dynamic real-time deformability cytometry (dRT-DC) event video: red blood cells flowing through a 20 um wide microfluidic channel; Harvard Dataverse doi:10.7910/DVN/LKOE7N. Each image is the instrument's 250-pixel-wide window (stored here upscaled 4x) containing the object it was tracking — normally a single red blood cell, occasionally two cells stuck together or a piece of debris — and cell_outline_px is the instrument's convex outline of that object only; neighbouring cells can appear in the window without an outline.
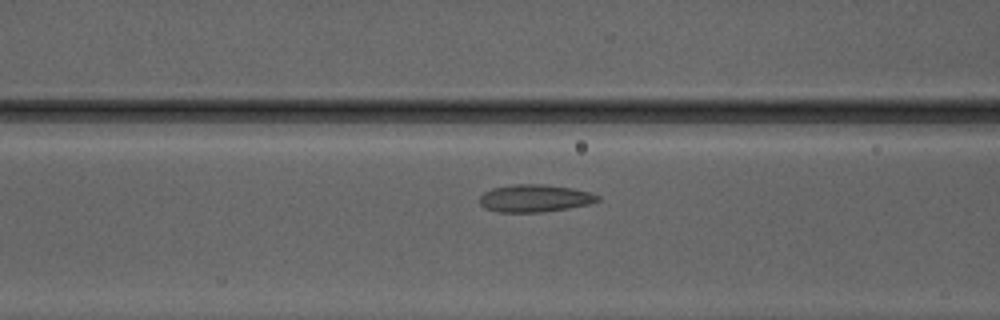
{"species": "Egyptian fruit bat (a non-hibernating species)", "species_latin": "Rousettus aegyptiacus", "temperature_condition": "warm", "stored_images_in_passage": 40, "camera_frame_rate_fps": 3000, "um_per_image_px": 0.085, "animal": {"sex": "male"}, "frame": {"image": 1, "passage_image": 17, "time_ms": 5.333, "image_size_px": [1000, 320], "cell_outline_px": [[600, 200], [588, 204], [568, 208], [544, 212], [496, 212], [484, 208], [480, 204], [480, 196], [484, 192], [492, 188], [512, 184], [544, 184], [572, 188], [592, 192], [600, 196]], "centroid_in_image_um": [45.45, 16.85], "position_along_channel_um": 121.2, "area_um2": 19.07}}
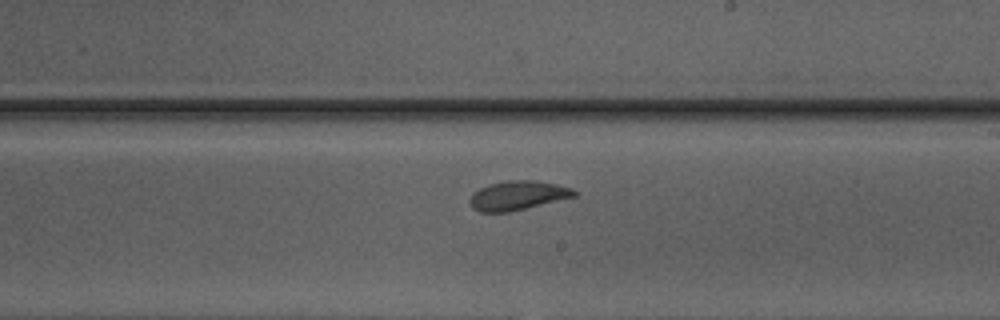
{"frame": {"image": 2, "passage_image": 26, "time_ms": 8.333, "image_size_px": [1000, 320], "cell_outline_px": [[580, 192], [576, 196], [508, 212], [480, 212], [472, 208], [468, 200], [472, 192], [488, 184], [508, 180], [536, 180], [556, 184], [572, 188]], "centroid_in_image_um": [43.99, 16.6], "position_along_channel_um": 245.0, "area_um2": 17.86}}
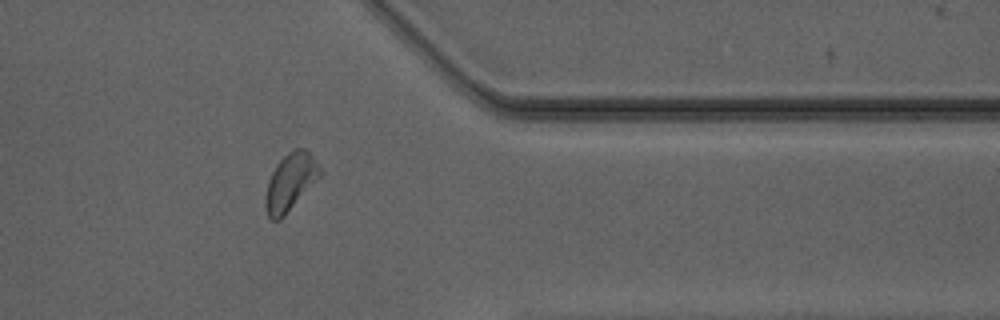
{"frame": {"image": 3, "passage_image": 37, "time_ms": 12.0, "image_size_px": [1000, 320], "cell_outline_px": [[324, 172], [284, 216], [280, 220], [272, 220], [268, 216], [264, 208], [264, 196], [268, 180], [276, 164], [288, 152], [296, 148], [304, 148], [312, 152]], "centroid_in_image_um": [24.69, 15.45], "position_along_channel_um": 386.7, "area_um2": 18.5}}